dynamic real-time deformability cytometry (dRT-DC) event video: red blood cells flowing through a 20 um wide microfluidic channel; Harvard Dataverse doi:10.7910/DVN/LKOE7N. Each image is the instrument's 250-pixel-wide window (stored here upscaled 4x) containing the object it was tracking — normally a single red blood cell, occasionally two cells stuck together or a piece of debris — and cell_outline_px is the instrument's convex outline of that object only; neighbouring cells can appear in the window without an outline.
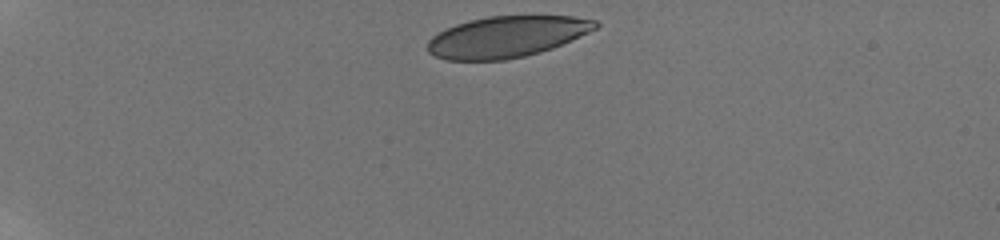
{"species": "human", "species_latin": "Homo sapiens", "temperature_condition": "room temperature", "stored_images_in_passage": 42, "camera_frame_rate_fps": 3000, "um_per_image_px": 0.085, "donor": {"sex": "male"}, "frame": {"image": 1, "passage_image": 1, "time_ms": 0.0, "image_size_px": [1000, 240], "cell_outline_px": [[600, 24], [596, 28], [588, 32], [552, 48], [540, 52], [524, 56], [504, 60], [448, 60], [436, 56], [428, 52], [428, 40], [432, 36], [456, 24], [488, 16], [572, 16], [596, 20]], "centroid_in_image_um": [43.07, 3.12], "position_along_channel_um": 41.9, "area_um2": 39.88}}
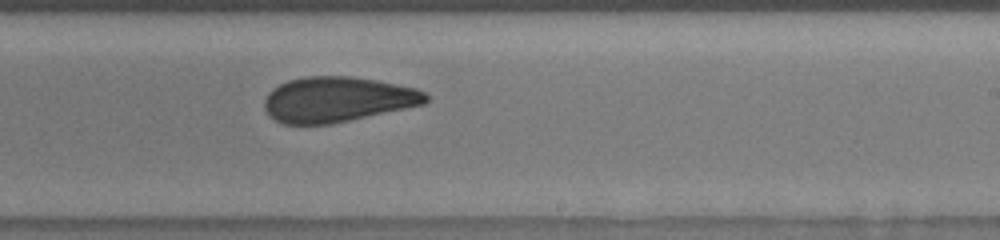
{"frame": {"image": 2, "passage_image": 24, "time_ms": 7.667, "image_size_px": [1000, 240], "cell_outline_px": [[428, 100], [424, 104], [332, 124], [284, 124], [268, 116], [264, 108], [264, 100], [268, 92], [272, 88], [288, 80], [308, 76], [352, 76], [376, 80], [416, 88], [424, 92], [428, 96]], "centroid_in_image_um": [28.65, 8.45], "position_along_channel_um": 260.4, "area_um2": 42.6}}
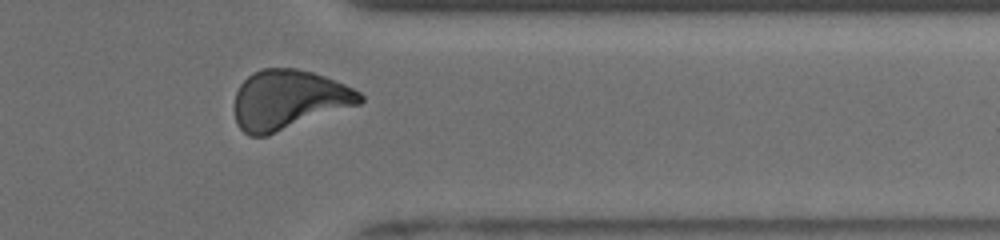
{"frame": {"image": 3, "passage_image": 34, "time_ms": 11.0, "image_size_px": [1000, 240], "cell_outline_px": [[364, 100], [360, 104], [268, 136], [248, 136], [236, 124], [236, 92], [240, 84], [252, 72], [264, 68], [296, 68], [312, 72], [324, 76], [344, 84], [360, 92], [364, 96]], "centroid_in_image_um": [24.54, 8.49], "position_along_channel_um": 386.9, "area_um2": 43.58}, "authors_computed_cell_mechanics": {"area_um2": 43.061, "velocity_mm_per_s": 3.8318, "shape_relaxation_time_tau1_ms": 7.1256, "shape_relaxation_time_tau2_ms": 1.5769, "deformation_change_tau1": 0.1603, "deformation_change_tau2": 0.0701}}